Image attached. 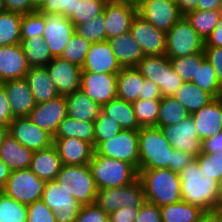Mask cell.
Segmentation results:
<instances>
[{
  "mask_svg": "<svg viewBox=\"0 0 222 222\" xmlns=\"http://www.w3.org/2000/svg\"><path fill=\"white\" fill-rule=\"evenodd\" d=\"M179 175L182 201L198 206L205 212L218 211V182L212 177H204L196 158Z\"/></svg>",
  "mask_w": 222,
  "mask_h": 222,
  "instance_id": "cell-1",
  "label": "cell"
},
{
  "mask_svg": "<svg viewBox=\"0 0 222 222\" xmlns=\"http://www.w3.org/2000/svg\"><path fill=\"white\" fill-rule=\"evenodd\" d=\"M138 178L147 202L161 207L182 201L179 173L170 169H139Z\"/></svg>",
  "mask_w": 222,
  "mask_h": 222,
  "instance_id": "cell-2",
  "label": "cell"
},
{
  "mask_svg": "<svg viewBox=\"0 0 222 222\" xmlns=\"http://www.w3.org/2000/svg\"><path fill=\"white\" fill-rule=\"evenodd\" d=\"M139 169H168L173 147L159 127L139 129Z\"/></svg>",
  "mask_w": 222,
  "mask_h": 222,
  "instance_id": "cell-3",
  "label": "cell"
},
{
  "mask_svg": "<svg viewBox=\"0 0 222 222\" xmlns=\"http://www.w3.org/2000/svg\"><path fill=\"white\" fill-rule=\"evenodd\" d=\"M89 167L98 190L126 186L138 178V170L132 164L95 152Z\"/></svg>",
  "mask_w": 222,
  "mask_h": 222,
  "instance_id": "cell-4",
  "label": "cell"
},
{
  "mask_svg": "<svg viewBox=\"0 0 222 222\" xmlns=\"http://www.w3.org/2000/svg\"><path fill=\"white\" fill-rule=\"evenodd\" d=\"M135 68L160 88L162 97H173L184 83L166 55L144 56Z\"/></svg>",
  "mask_w": 222,
  "mask_h": 222,
  "instance_id": "cell-5",
  "label": "cell"
},
{
  "mask_svg": "<svg viewBox=\"0 0 222 222\" xmlns=\"http://www.w3.org/2000/svg\"><path fill=\"white\" fill-rule=\"evenodd\" d=\"M55 180L82 205L95 203L98 189L89 164L63 165Z\"/></svg>",
  "mask_w": 222,
  "mask_h": 222,
  "instance_id": "cell-6",
  "label": "cell"
},
{
  "mask_svg": "<svg viewBox=\"0 0 222 222\" xmlns=\"http://www.w3.org/2000/svg\"><path fill=\"white\" fill-rule=\"evenodd\" d=\"M145 202L139 178L126 186L99 189L95 199L96 205L108 215L127 206L141 208Z\"/></svg>",
  "mask_w": 222,
  "mask_h": 222,
  "instance_id": "cell-7",
  "label": "cell"
},
{
  "mask_svg": "<svg viewBox=\"0 0 222 222\" xmlns=\"http://www.w3.org/2000/svg\"><path fill=\"white\" fill-rule=\"evenodd\" d=\"M204 51V41L183 15L166 33L165 55L171 59L190 56Z\"/></svg>",
  "mask_w": 222,
  "mask_h": 222,
  "instance_id": "cell-8",
  "label": "cell"
},
{
  "mask_svg": "<svg viewBox=\"0 0 222 222\" xmlns=\"http://www.w3.org/2000/svg\"><path fill=\"white\" fill-rule=\"evenodd\" d=\"M46 181L37 177L30 168L13 170L1 189L7 196L29 205L41 200Z\"/></svg>",
  "mask_w": 222,
  "mask_h": 222,
  "instance_id": "cell-9",
  "label": "cell"
},
{
  "mask_svg": "<svg viewBox=\"0 0 222 222\" xmlns=\"http://www.w3.org/2000/svg\"><path fill=\"white\" fill-rule=\"evenodd\" d=\"M139 130L122 129L110 140L101 142L95 153L132 164L139 171Z\"/></svg>",
  "mask_w": 222,
  "mask_h": 222,
  "instance_id": "cell-10",
  "label": "cell"
},
{
  "mask_svg": "<svg viewBox=\"0 0 222 222\" xmlns=\"http://www.w3.org/2000/svg\"><path fill=\"white\" fill-rule=\"evenodd\" d=\"M42 200L55 213L56 222H75L82 207L56 180L46 181Z\"/></svg>",
  "mask_w": 222,
  "mask_h": 222,
  "instance_id": "cell-11",
  "label": "cell"
},
{
  "mask_svg": "<svg viewBox=\"0 0 222 222\" xmlns=\"http://www.w3.org/2000/svg\"><path fill=\"white\" fill-rule=\"evenodd\" d=\"M137 9L144 20L166 33L183 16L175 0L140 1Z\"/></svg>",
  "mask_w": 222,
  "mask_h": 222,
  "instance_id": "cell-12",
  "label": "cell"
},
{
  "mask_svg": "<svg viewBox=\"0 0 222 222\" xmlns=\"http://www.w3.org/2000/svg\"><path fill=\"white\" fill-rule=\"evenodd\" d=\"M10 133L18 142L33 152L53 145V136L34 124L28 117H15L8 126Z\"/></svg>",
  "mask_w": 222,
  "mask_h": 222,
  "instance_id": "cell-13",
  "label": "cell"
},
{
  "mask_svg": "<svg viewBox=\"0 0 222 222\" xmlns=\"http://www.w3.org/2000/svg\"><path fill=\"white\" fill-rule=\"evenodd\" d=\"M75 33V26L61 14H45L43 38L53 58L60 57Z\"/></svg>",
  "mask_w": 222,
  "mask_h": 222,
  "instance_id": "cell-14",
  "label": "cell"
},
{
  "mask_svg": "<svg viewBox=\"0 0 222 222\" xmlns=\"http://www.w3.org/2000/svg\"><path fill=\"white\" fill-rule=\"evenodd\" d=\"M45 67L60 96H66L81 89L80 66L56 57Z\"/></svg>",
  "mask_w": 222,
  "mask_h": 222,
  "instance_id": "cell-15",
  "label": "cell"
},
{
  "mask_svg": "<svg viewBox=\"0 0 222 222\" xmlns=\"http://www.w3.org/2000/svg\"><path fill=\"white\" fill-rule=\"evenodd\" d=\"M81 90L102 107L117 98V74L82 71Z\"/></svg>",
  "mask_w": 222,
  "mask_h": 222,
  "instance_id": "cell-16",
  "label": "cell"
},
{
  "mask_svg": "<svg viewBox=\"0 0 222 222\" xmlns=\"http://www.w3.org/2000/svg\"><path fill=\"white\" fill-rule=\"evenodd\" d=\"M161 130L174 149L188 152L195 157L201 153L202 141L191 115L178 124L163 126Z\"/></svg>",
  "mask_w": 222,
  "mask_h": 222,
  "instance_id": "cell-17",
  "label": "cell"
},
{
  "mask_svg": "<svg viewBox=\"0 0 222 222\" xmlns=\"http://www.w3.org/2000/svg\"><path fill=\"white\" fill-rule=\"evenodd\" d=\"M130 32L145 56L165 55L166 32L155 28L138 14L132 21Z\"/></svg>",
  "mask_w": 222,
  "mask_h": 222,
  "instance_id": "cell-18",
  "label": "cell"
},
{
  "mask_svg": "<svg viewBox=\"0 0 222 222\" xmlns=\"http://www.w3.org/2000/svg\"><path fill=\"white\" fill-rule=\"evenodd\" d=\"M68 116L65 96L36 104L28 118L41 129L55 135L60 123Z\"/></svg>",
  "mask_w": 222,
  "mask_h": 222,
  "instance_id": "cell-19",
  "label": "cell"
},
{
  "mask_svg": "<svg viewBox=\"0 0 222 222\" xmlns=\"http://www.w3.org/2000/svg\"><path fill=\"white\" fill-rule=\"evenodd\" d=\"M81 69L92 73L118 74L122 67L106 40L90 45Z\"/></svg>",
  "mask_w": 222,
  "mask_h": 222,
  "instance_id": "cell-20",
  "label": "cell"
},
{
  "mask_svg": "<svg viewBox=\"0 0 222 222\" xmlns=\"http://www.w3.org/2000/svg\"><path fill=\"white\" fill-rule=\"evenodd\" d=\"M103 14L106 22V40L130 31L138 9L128 4L106 2Z\"/></svg>",
  "mask_w": 222,
  "mask_h": 222,
  "instance_id": "cell-21",
  "label": "cell"
},
{
  "mask_svg": "<svg viewBox=\"0 0 222 222\" xmlns=\"http://www.w3.org/2000/svg\"><path fill=\"white\" fill-rule=\"evenodd\" d=\"M29 69L21 44L0 46V83L25 78Z\"/></svg>",
  "mask_w": 222,
  "mask_h": 222,
  "instance_id": "cell-22",
  "label": "cell"
},
{
  "mask_svg": "<svg viewBox=\"0 0 222 222\" xmlns=\"http://www.w3.org/2000/svg\"><path fill=\"white\" fill-rule=\"evenodd\" d=\"M6 91L13 117H28L36 102L25 78L1 83Z\"/></svg>",
  "mask_w": 222,
  "mask_h": 222,
  "instance_id": "cell-23",
  "label": "cell"
},
{
  "mask_svg": "<svg viewBox=\"0 0 222 222\" xmlns=\"http://www.w3.org/2000/svg\"><path fill=\"white\" fill-rule=\"evenodd\" d=\"M63 165L89 164L94 155V146L75 137L53 138Z\"/></svg>",
  "mask_w": 222,
  "mask_h": 222,
  "instance_id": "cell-24",
  "label": "cell"
},
{
  "mask_svg": "<svg viewBox=\"0 0 222 222\" xmlns=\"http://www.w3.org/2000/svg\"><path fill=\"white\" fill-rule=\"evenodd\" d=\"M195 128L201 141L215 136L222 131L221 123V97L215 98L199 111L191 114Z\"/></svg>",
  "mask_w": 222,
  "mask_h": 222,
  "instance_id": "cell-25",
  "label": "cell"
},
{
  "mask_svg": "<svg viewBox=\"0 0 222 222\" xmlns=\"http://www.w3.org/2000/svg\"><path fill=\"white\" fill-rule=\"evenodd\" d=\"M108 42L122 68L136 67L145 56L130 31L110 38Z\"/></svg>",
  "mask_w": 222,
  "mask_h": 222,
  "instance_id": "cell-26",
  "label": "cell"
},
{
  "mask_svg": "<svg viewBox=\"0 0 222 222\" xmlns=\"http://www.w3.org/2000/svg\"><path fill=\"white\" fill-rule=\"evenodd\" d=\"M63 164L54 145L35 151L32 156L30 170L45 181L55 180Z\"/></svg>",
  "mask_w": 222,
  "mask_h": 222,
  "instance_id": "cell-27",
  "label": "cell"
},
{
  "mask_svg": "<svg viewBox=\"0 0 222 222\" xmlns=\"http://www.w3.org/2000/svg\"><path fill=\"white\" fill-rule=\"evenodd\" d=\"M33 151L8 133L0 146V159L13 171L30 168Z\"/></svg>",
  "mask_w": 222,
  "mask_h": 222,
  "instance_id": "cell-28",
  "label": "cell"
},
{
  "mask_svg": "<svg viewBox=\"0 0 222 222\" xmlns=\"http://www.w3.org/2000/svg\"><path fill=\"white\" fill-rule=\"evenodd\" d=\"M25 79L32 91L36 104L43 103L60 96L46 67H30Z\"/></svg>",
  "mask_w": 222,
  "mask_h": 222,
  "instance_id": "cell-29",
  "label": "cell"
},
{
  "mask_svg": "<svg viewBox=\"0 0 222 222\" xmlns=\"http://www.w3.org/2000/svg\"><path fill=\"white\" fill-rule=\"evenodd\" d=\"M65 97L68 116L73 119L94 122L101 112L102 107L88 97L81 89Z\"/></svg>",
  "mask_w": 222,
  "mask_h": 222,
  "instance_id": "cell-30",
  "label": "cell"
},
{
  "mask_svg": "<svg viewBox=\"0 0 222 222\" xmlns=\"http://www.w3.org/2000/svg\"><path fill=\"white\" fill-rule=\"evenodd\" d=\"M144 77L135 68H122L117 74V98L126 102H134L142 94Z\"/></svg>",
  "mask_w": 222,
  "mask_h": 222,
  "instance_id": "cell-31",
  "label": "cell"
},
{
  "mask_svg": "<svg viewBox=\"0 0 222 222\" xmlns=\"http://www.w3.org/2000/svg\"><path fill=\"white\" fill-rule=\"evenodd\" d=\"M173 98L183 105L190 115L215 99L210 93L201 90L192 82H184Z\"/></svg>",
  "mask_w": 222,
  "mask_h": 222,
  "instance_id": "cell-32",
  "label": "cell"
},
{
  "mask_svg": "<svg viewBox=\"0 0 222 222\" xmlns=\"http://www.w3.org/2000/svg\"><path fill=\"white\" fill-rule=\"evenodd\" d=\"M162 222H200L206 213L200 207L180 201L160 207Z\"/></svg>",
  "mask_w": 222,
  "mask_h": 222,
  "instance_id": "cell-33",
  "label": "cell"
},
{
  "mask_svg": "<svg viewBox=\"0 0 222 222\" xmlns=\"http://www.w3.org/2000/svg\"><path fill=\"white\" fill-rule=\"evenodd\" d=\"M101 111L111 117L114 121L116 120L122 129H140L131 102L116 98L107 104H104Z\"/></svg>",
  "mask_w": 222,
  "mask_h": 222,
  "instance_id": "cell-34",
  "label": "cell"
},
{
  "mask_svg": "<svg viewBox=\"0 0 222 222\" xmlns=\"http://www.w3.org/2000/svg\"><path fill=\"white\" fill-rule=\"evenodd\" d=\"M75 137L94 146V122L77 120L67 116L59 125L53 138Z\"/></svg>",
  "mask_w": 222,
  "mask_h": 222,
  "instance_id": "cell-35",
  "label": "cell"
},
{
  "mask_svg": "<svg viewBox=\"0 0 222 222\" xmlns=\"http://www.w3.org/2000/svg\"><path fill=\"white\" fill-rule=\"evenodd\" d=\"M20 44L30 67H45L53 59L43 37L21 39Z\"/></svg>",
  "mask_w": 222,
  "mask_h": 222,
  "instance_id": "cell-36",
  "label": "cell"
},
{
  "mask_svg": "<svg viewBox=\"0 0 222 222\" xmlns=\"http://www.w3.org/2000/svg\"><path fill=\"white\" fill-rule=\"evenodd\" d=\"M192 28L205 41L212 33L214 27L221 21L222 12L220 10H191L185 15Z\"/></svg>",
  "mask_w": 222,
  "mask_h": 222,
  "instance_id": "cell-37",
  "label": "cell"
},
{
  "mask_svg": "<svg viewBox=\"0 0 222 222\" xmlns=\"http://www.w3.org/2000/svg\"><path fill=\"white\" fill-rule=\"evenodd\" d=\"M22 14L4 11L0 13V46L21 43Z\"/></svg>",
  "mask_w": 222,
  "mask_h": 222,
  "instance_id": "cell-38",
  "label": "cell"
},
{
  "mask_svg": "<svg viewBox=\"0 0 222 222\" xmlns=\"http://www.w3.org/2000/svg\"><path fill=\"white\" fill-rule=\"evenodd\" d=\"M190 114L186 108L173 97H162L159 107L157 127L169 126L180 123Z\"/></svg>",
  "mask_w": 222,
  "mask_h": 222,
  "instance_id": "cell-39",
  "label": "cell"
},
{
  "mask_svg": "<svg viewBox=\"0 0 222 222\" xmlns=\"http://www.w3.org/2000/svg\"><path fill=\"white\" fill-rule=\"evenodd\" d=\"M192 83L210 93L214 98L222 97V86L217 80L215 69L207 59L202 64H197L196 77Z\"/></svg>",
  "mask_w": 222,
  "mask_h": 222,
  "instance_id": "cell-40",
  "label": "cell"
},
{
  "mask_svg": "<svg viewBox=\"0 0 222 222\" xmlns=\"http://www.w3.org/2000/svg\"><path fill=\"white\" fill-rule=\"evenodd\" d=\"M161 100L138 99L132 102L136 120L140 128L157 127Z\"/></svg>",
  "mask_w": 222,
  "mask_h": 222,
  "instance_id": "cell-41",
  "label": "cell"
},
{
  "mask_svg": "<svg viewBox=\"0 0 222 222\" xmlns=\"http://www.w3.org/2000/svg\"><path fill=\"white\" fill-rule=\"evenodd\" d=\"M27 205L0 190V222H27Z\"/></svg>",
  "mask_w": 222,
  "mask_h": 222,
  "instance_id": "cell-42",
  "label": "cell"
},
{
  "mask_svg": "<svg viewBox=\"0 0 222 222\" xmlns=\"http://www.w3.org/2000/svg\"><path fill=\"white\" fill-rule=\"evenodd\" d=\"M205 59L206 55L203 51L190 56L171 58L170 62L174 71L184 82H192L196 77L197 64H202Z\"/></svg>",
  "mask_w": 222,
  "mask_h": 222,
  "instance_id": "cell-43",
  "label": "cell"
},
{
  "mask_svg": "<svg viewBox=\"0 0 222 222\" xmlns=\"http://www.w3.org/2000/svg\"><path fill=\"white\" fill-rule=\"evenodd\" d=\"M106 22L103 12L90 21L75 26V33L90 41L97 43L106 41Z\"/></svg>",
  "mask_w": 222,
  "mask_h": 222,
  "instance_id": "cell-44",
  "label": "cell"
},
{
  "mask_svg": "<svg viewBox=\"0 0 222 222\" xmlns=\"http://www.w3.org/2000/svg\"><path fill=\"white\" fill-rule=\"evenodd\" d=\"M91 44L90 41L74 33L60 57L82 67Z\"/></svg>",
  "mask_w": 222,
  "mask_h": 222,
  "instance_id": "cell-45",
  "label": "cell"
},
{
  "mask_svg": "<svg viewBox=\"0 0 222 222\" xmlns=\"http://www.w3.org/2000/svg\"><path fill=\"white\" fill-rule=\"evenodd\" d=\"M122 128L119 123L111 117L107 116L102 111L94 120V149L103 141L110 140L116 136Z\"/></svg>",
  "mask_w": 222,
  "mask_h": 222,
  "instance_id": "cell-46",
  "label": "cell"
},
{
  "mask_svg": "<svg viewBox=\"0 0 222 222\" xmlns=\"http://www.w3.org/2000/svg\"><path fill=\"white\" fill-rule=\"evenodd\" d=\"M106 0H80L69 19L74 26L90 21L103 12Z\"/></svg>",
  "mask_w": 222,
  "mask_h": 222,
  "instance_id": "cell-47",
  "label": "cell"
},
{
  "mask_svg": "<svg viewBox=\"0 0 222 222\" xmlns=\"http://www.w3.org/2000/svg\"><path fill=\"white\" fill-rule=\"evenodd\" d=\"M195 158L198 161L204 177H212L217 182L222 179V151L214 153L201 152Z\"/></svg>",
  "mask_w": 222,
  "mask_h": 222,
  "instance_id": "cell-48",
  "label": "cell"
},
{
  "mask_svg": "<svg viewBox=\"0 0 222 222\" xmlns=\"http://www.w3.org/2000/svg\"><path fill=\"white\" fill-rule=\"evenodd\" d=\"M45 14L38 11L23 14L21 19V39L43 36Z\"/></svg>",
  "mask_w": 222,
  "mask_h": 222,
  "instance_id": "cell-49",
  "label": "cell"
},
{
  "mask_svg": "<svg viewBox=\"0 0 222 222\" xmlns=\"http://www.w3.org/2000/svg\"><path fill=\"white\" fill-rule=\"evenodd\" d=\"M80 0H45L38 12L42 14H61L70 19Z\"/></svg>",
  "mask_w": 222,
  "mask_h": 222,
  "instance_id": "cell-50",
  "label": "cell"
},
{
  "mask_svg": "<svg viewBox=\"0 0 222 222\" xmlns=\"http://www.w3.org/2000/svg\"><path fill=\"white\" fill-rule=\"evenodd\" d=\"M27 210V222H56L55 213L42 199L27 205Z\"/></svg>",
  "mask_w": 222,
  "mask_h": 222,
  "instance_id": "cell-51",
  "label": "cell"
},
{
  "mask_svg": "<svg viewBox=\"0 0 222 222\" xmlns=\"http://www.w3.org/2000/svg\"><path fill=\"white\" fill-rule=\"evenodd\" d=\"M75 222H109V215L96 203L82 205Z\"/></svg>",
  "mask_w": 222,
  "mask_h": 222,
  "instance_id": "cell-52",
  "label": "cell"
},
{
  "mask_svg": "<svg viewBox=\"0 0 222 222\" xmlns=\"http://www.w3.org/2000/svg\"><path fill=\"white\" fill-rule=\"evenodd\" d=\"M134 222H162L160 207L146 201L140 208Z\"/></svg>",
  "mask_w": 222,
  "mask_h": 222,
  "instance_id": "cell-53",
  "label": "cell"
},
{
  "mask_svg": "<svg viewBox=\"0 0 222 222\" xmlns=\"http://www.w3.org/2000/svg\"><path fill=\"white\" fill-rule=\"evenodd\" d=\"M195 156L192 154L180 151L178 149H173L171 162L168 164V169L180 173L184 168L193 160Z\"/></svg>",
  "mask_w": 222,
  "mask_h": 222,
  "instance_id": "cell-54",
  "label": "cell"
},
{
  "mask_svg": "<svg viewBox=\"0 0 222 222\" xmlns=\"http://www.w3.org/2000/svg\"><path fill=\"white\" fill-rule=\"evenodd\" d=\"M206 59L215 69L217 80L222 86V48L204 47Z\"/></svg>",
  "mask_w": 222,
  "mask_h": 222,
  "instance_id": "cell-55",
  "label": "cell"
},
{
  "mask_svg": "<svg viewBox=\"0 0 222 222\" xmlns=\"http://www.w3.org/2000/svg\"><path fill=\"white\" fill-rule=\"evenodd\" d=\"M139 210L131 206L119 208L109 215V222H134Z\"/></svg>",
  "mask_w": 222,
  "mask_h": 222,
  "instance_id": "cell-56",
  "label": "cell"
},
{
  "mask_svg": "<svg viewBox=\"0 0 222 222\" xmlns=\"http://www.w3.org/2000/svg\"><path fill=\"white\" fill-rule=\"evenodd\" d=\"M13 119L14 117L9 107L6 91L0 83V124L9 126Z\"/></svg>",
  "mask_w": 222,
  "mask_h": 222,
  "instance_id": "cell-57",
  "label": "cell"
},
{
  "mask_svg": "<svg viewBox=\"0 0 222 222\" xmlns=\"http://www.w3.org/2000/svg\"><path fill=\"white\" fill-rule=\"evenodd\" d=\"M5 10L20 14L32 13L31 0H4Z\"/></svg>",
  "mask_w": 222,
  "mask_h": 222,
  "instance_id": "cell-58",
  "label": "cell"
},
{
  "mask_svg": "<svg viewBox=\"0 0 222 222\" xmlns=\"http://www.w3.org/2000/svg\"><path fill=\"white\" fill-rule=\"evenodd\" d=\"M162 94L160 88L151 80L144 78L142 94L139 99L143 100H161Z\"/></svg>",
  "mask_w": 222,
  "mask_h": 222,
  "instance_id": "cell-59",
  "label": "cell"
},
{
  "mask_svg": "<svg viewBox=\"0 0 222 222\" xmlns=\"http://www.w3.org/2000/svg\"><path fill=\"white\" fill-rule=\"evenodd\" d=\"M222 151V131L202 141L201 152L214 153Z\"/></svg>",
  "mask_w": 222,
  "mask_h": 222,
  "instance_id": "cell-60",
  "label": "cell"
},
{
  "mask_svg": "<svg viewBox=\"0 0 222 222\" xmlns=\"http://www.w3.org/2000/svg\"><path fill=\"white\" fill-rule=\"evenodd\" d=\"M204 47L222 48V18L214 27L212 33L204 41Z\"/></svg>",
  "mask_w": 222,
  "mask_h": 222,
  "instance_id": "cell-61",
  "label": "cell"
},
{
  "mask_svg": "<svg viewBox=\"0 0 222 222\" xmlns=\"http://www.w3.org/2000/svg\"><path fill=\"white\" fill-rule=\"evenodd\" d=\"M221 0H197L195 10H220Z\"/></svg>",
  "mask_w": 222,
  "mask_h": 222,
  "instance_id": "cell-62",
  "label": "cell"
},
{
  "mask_svg": "<svg viewBox=\"0 0 222 222\" xmlns=\"http://www.w3.org/2000/svg\"><path fill=\"white\" fill-rule=\"evenodd\" d=\"M175 2L183 15L191 10H195L197 5V0H175Z\"/></svg>",
  "mask_w": 222,
  "mask_h": 222,
  "instance_id": "cell-63",
  "label": "cell"
},
{
  "mask_svg": "<svg viewBox=\"0 0 222 222\" xmlns=\"http://www.w3.org/2000/svg\"><path fill=\"white\" fill-rule=\"evenodd\" d=\"M11 169L0 159V190L6 185Z\"/></svg>",
  "mask_w": 222,
  "mask_h": 222,
  "instance_id": "cell-64",
  "label": "cell"
},
{
  "mask_svg": "<svg viewBox=\"0 0 222 222\" xmlns=\"http://www.w3.org/2000/svg\"><path fill=\"white\" fill-rule=\"evenodd\" d=\"M200 222H222V209L215 212H206Z\"/></svg>",
  "mask_w": 222,
  "mask_h": 222,
  "instance_id": "cell-65",
  "label": "cell"
},
{
  "mask_svg": "<svg viewBox=\"0 0 222 222\" xmlns=\"http://www.w3.org/2000/svg\"><path fill=\"white\" fill-rule=\"evenodd\" d=\"M106 2L110 3H118V4H128L138 8L140 6V0H106Z\"/></svg>",
  "mask_w": 222,
  "mask_h": 222,
  "instance_id": "cell-66",
  "label": "cell"
},
{
  "mask_svg": "<svg viewBox=\"0 0 222 222\" xmlns=\"http://www.w3.org/2000/svg\"><path fill=\"white\" fill-rule=\"evenodd\" d=\"M218 211L222 209V179L218 182Z\"/></svg>",
  "mask_w": 222,
  "mask_h": 222,
  "instance_id": "cell-67",
  "label": "cell"
},
{
  "mask_svg": "<svg viewBox=\"0 0 222 222\" xmlns=\"http://www.w3.org/2000/svg\"><path fill=\"white\" fill-rule=\"evenodd\" d=\"M44 2L45 0H31L32 12L38 11L42 7Z\"/></svg>",
  "mask_w": 222,
  "mask_h": 222,
  "instance_id": "cell-68",
  "label": "cell"
},
{
  "mask_svg": "<svg viewBox=\"0 0 222 222\" xmlns=\"http://www.w3.org/2000/svg\"><path fill=\"white\" fill-rule=\"evenodd\" d=\"M7 134H8V126L0 124V146L2 145V142Z\"/></svg>",
  "mask_w": 222,
  "mask_h": 222,
  "instance_id": "cell-69",
  "label": "cell"
},
{
  "mask_svg": "<svg viewBox=\"0 0 222 222\" xmlns=\"http://www.w3.org/2000/svg\"><path fill=\"white\" fill-rule=\"evenodd\" d=\"M6 11L5 10V4H4V0H0V13Z\"/></svg>",
  "mask_w": 222,
  "mask_h": 222,
  "instance_id": "cell-70",
  "label": "cell"
},
{
  "mask_svg": "<svg viewBox=\"0 0 222 222\" xmlns=\"http://www.w3.org/2000/svg\"><path fill=\"white\" fill-rule=\"evenodd\" d=\"M220 126L222 128V97H221V123H220Z\"/></svg>",
  "mask_w": 222,
  "mask_h": 222,
  "instance_id": "cell-71",
  "label": "cell"
},
{
  "mask_svg": "<svg viewBox=\"0 0 222 222\" xmlns=\"http://www.w3.org/2000/svg\"><path fill=\"white\" fill-rule=\"evenodd\" d=\"M220 11L222 12V0L220 2Z\"/></svg>",
  "mask_w": 222,
  "mask_h": 222,
  "instance_id": "cell-72",
  "label": "cell"
}]
</instances>
